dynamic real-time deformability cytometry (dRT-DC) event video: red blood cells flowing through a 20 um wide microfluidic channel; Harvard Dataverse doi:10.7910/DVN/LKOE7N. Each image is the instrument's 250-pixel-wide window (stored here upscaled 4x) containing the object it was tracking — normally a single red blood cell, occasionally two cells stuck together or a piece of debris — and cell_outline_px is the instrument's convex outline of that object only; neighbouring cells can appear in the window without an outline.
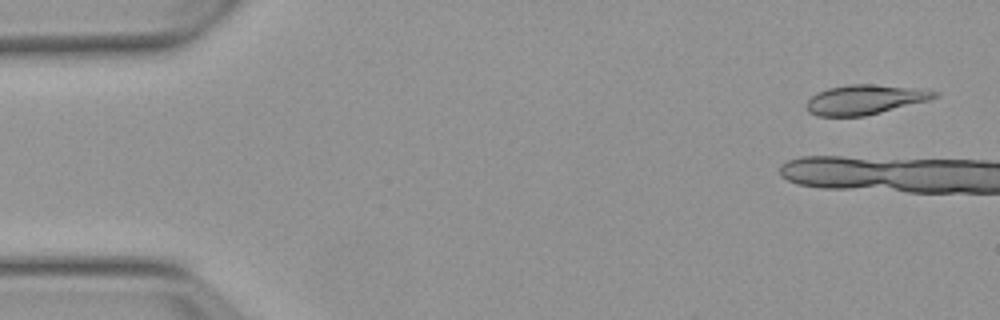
{"species": "Egyptian fruit bat (a non-hibernating species)", "species_latin": "Rousettus aegyptiacus", "temperature_condition": "warm", "stored_images_in_passage": 3, "camera_frame_rate_fps": 3000, "um_per_image_px": 0.085, "animal": {"sex": "female"}, "frame": {"image": 1, "passage_image": 1, "time_ms": 0.0, "image_size_px": [1000, 320], "cell_outline_px": [[940, 96], [928, 100], [864, 116], [816, 116], [808, 112], [804, 104], [816, 92], [828, 88], [848, 84], [872, 84], [928, 88], [940, 92]], "centroid_in_image_um": [73.54, 8.44], "position_along_channel_um": 11.5, "area_um2": 22.48}}